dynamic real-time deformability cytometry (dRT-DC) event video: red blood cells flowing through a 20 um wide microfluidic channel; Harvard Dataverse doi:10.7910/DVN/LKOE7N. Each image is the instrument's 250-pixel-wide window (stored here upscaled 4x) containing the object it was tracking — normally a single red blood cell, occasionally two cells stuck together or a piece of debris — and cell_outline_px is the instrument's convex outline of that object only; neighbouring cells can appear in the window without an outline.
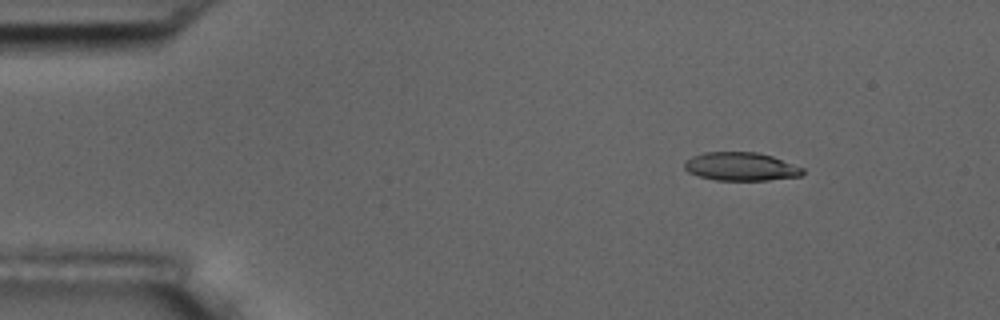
{"species": "common noctule bat (a hibernating species)", "species_latin": "Nyctalus noctula", "temperature_condition": "room temperature", "stored_images_in_passage": 50, "camera_frame_rate_fps": 3000, "um_per_image_px": 0.085, "animal": {"sex": "male", "body_mass_g": 17.5, "forearm_length_mm": 52.3}, "frame": {"image": 1, "passage_image": 1, "time_ms": 0.0, "image_size_px": [1000, 320], "cell_outline_px": [[804, 172], [800, 176], [768, 180], [716, 180], [700, 176], [688, 172], [684, 168], [684, 160], [692, 156], [704, 152], [756, 152], [772, 156], [804, 168]], "centroid_in_image_um": [62.96, 14.15], "position_along_channel_um": 22.0, "area_um2": 19.54}}
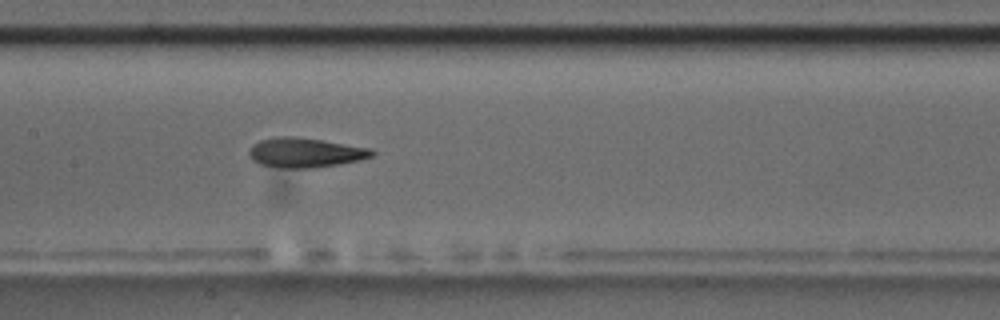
{"frame": {"image": 2, "passage_image": 21, "time_ms": 6.667, "image_size_px": [1000, 320], "cell_outline_px": [[376, 152], [372, 156], [360, 160], [312, 168], [280, 168], [260, 164], [252, 160], [248, 156], [248, 148], [252, 144], [260, 140], [276, 136], [296, 136], [372, 148]], "centroid_in_image_um": [25.9, 12.96], "position_along_channel_um": 181.5, "area_um2": 21.44}}
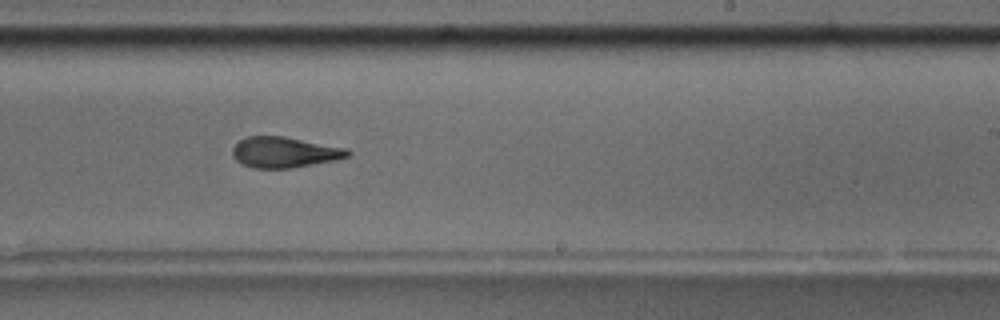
{"frame": {"image": 3, "passage_image": 28, "time_ms": 9.0, "image_size_px": [1000, 320], "cell_outline_px": [[352, 152], [348, 156], [336, 160], [292, 168], [252, 168], [236, 160], [232, 156], [232, 148], [244, 136], [284, 136], [348, 148]], "centroid_in_image_um": [24.19, 12.94], "position_along_channel_um": 264.8, "area_um2": 20.75}, "authors_computed_cell_mechanics": {"area_um2": 21.097, "velocity_mm_per_s": 3.5875, "shape_relaxation_time_tau1_ms": 5.1717, "shape_relaxation_time_tau2_ms": 2.3825, "deformation_change_tau1": 0.1952, "deformation_change_tau2": 0.1141}}